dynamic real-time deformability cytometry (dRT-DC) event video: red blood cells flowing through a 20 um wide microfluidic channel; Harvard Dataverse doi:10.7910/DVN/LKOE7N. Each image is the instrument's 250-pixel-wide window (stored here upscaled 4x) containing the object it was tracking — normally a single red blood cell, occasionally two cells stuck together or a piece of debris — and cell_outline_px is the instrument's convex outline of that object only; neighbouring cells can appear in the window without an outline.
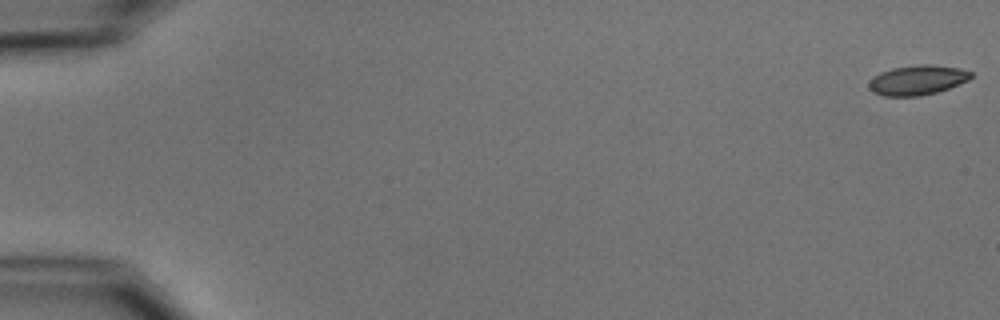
{"species": "common noctule bat (a hibernating species)", "species_latin": "Nyctalus noctula", "temperature_condition": "cold", "stored_images_in_passage": 8, "camera_frame_rate_fps": 3000, "um_per_image_px": 0.085, "animal": {"sex": "male", "body_mass_g": 15.6}, "frame": {"image": 1, "passage_image": 1, "time_ms": 0.0, "image_size_px": [1000, 320], "cell_outline_px": [[972, 76], [968, 80], [948, 88], [936, 92], [920, 96], [884, 96], [872, 92], [868, 88], [868, 84], [880, 72], [892, 68], [920, 64], [932, 64], [960, 68], [972, 72]], "centroid_in_image_um": [77.98, 6.8], "position_along_channel_um": 7.0, "area_um2": 17.63}}